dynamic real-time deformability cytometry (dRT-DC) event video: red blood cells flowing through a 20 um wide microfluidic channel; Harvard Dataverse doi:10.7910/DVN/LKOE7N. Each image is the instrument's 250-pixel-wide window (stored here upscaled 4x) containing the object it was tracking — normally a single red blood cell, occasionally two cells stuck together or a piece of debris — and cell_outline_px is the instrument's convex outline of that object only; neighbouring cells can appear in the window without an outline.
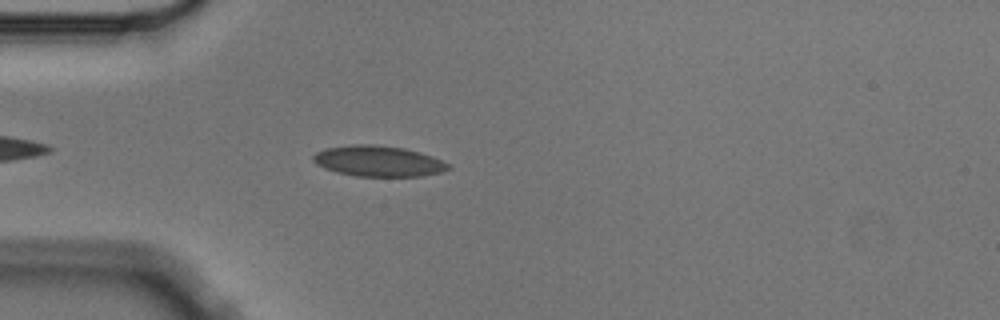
{"species": "Egyptian fruit bat (a non-hibernating species)", "species_latin": "Rousettus aegyptiacus", "temperature_condition": "cold", "stored_images_in_passage": 3, "camera_frame_rate_fps": 3000, "um_per_image_px": 0.085, "animal": {"sex": "male"}, "frame": {"image": 1, "passage_image": 3, "time_ms": 0.667, "image_size_px": [1000, 320], "cell_outline_px": [[452, 168], [440, 172], [424, 176], [356, 176], [336, 172], [324, 168], [316, 164], [312, 160], [312, 156], [316, 152], [324, 148], [352, 144], [376, 144], [404, 148], [432, 156], [444, 160]], "centroid_in_image_um": [32.14, 13.69], "position_along_channel_um": 52.9, "area_um2": 24.39}}